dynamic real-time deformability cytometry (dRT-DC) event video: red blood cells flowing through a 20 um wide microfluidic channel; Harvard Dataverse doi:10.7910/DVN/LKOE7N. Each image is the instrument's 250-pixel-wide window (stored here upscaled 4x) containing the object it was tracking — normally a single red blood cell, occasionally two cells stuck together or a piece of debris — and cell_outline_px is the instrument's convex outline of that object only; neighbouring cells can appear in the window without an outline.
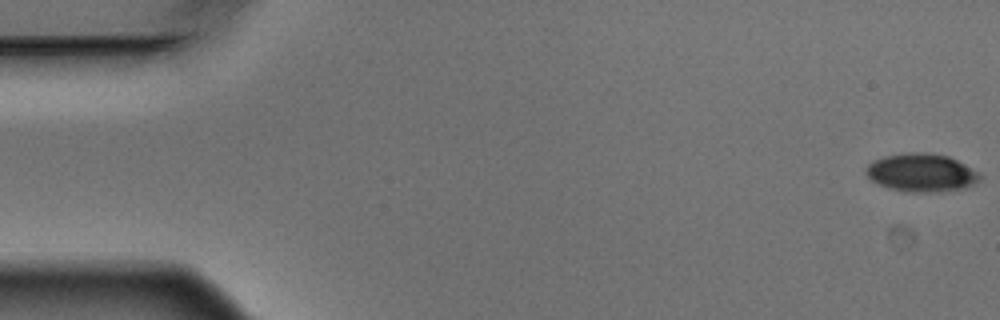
{"species": "Egyptian fruit bat (a non-hibernating species)", "species_latin": "Rousettus aegyptiacus", "temperature_condition": "warm", "stored_images_in_passage": 5, "camera_frame_rate_fps": 3000, "um_per_image_px": 0.085, "animal": {"sex": "male"}, "frame": {"image": 1, "passage_image": 1, "time_ms": 0.0, "image_size_px": [1000, 320], "cell_outline_px": [[984, 176], [976, 184], [964, 188], [936, 192], [912, 192], [888, 188], [872, 180], [864, 172], [868, 164], [884, 156], [912, 152], [928, 152], [948, 156], [964, 164]], "centroid_in_image_um": [78.35, 14.68], "position_along_channel_um": 6.6, "area_um2": 25.26}}
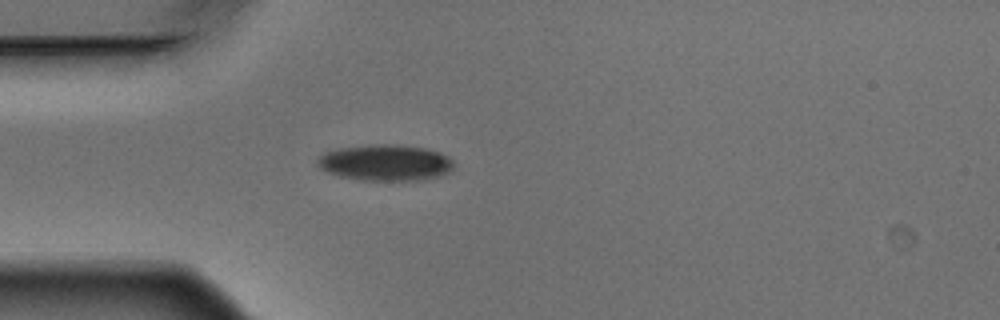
{"frame": {"image": 2, "passage_image": 5, "time_ms": 1.333, "image_size_px": [1000, 320], "cell_outline_px": [[452, 168], [448, 172], [440, 176], [420, 180], [360, 180], [336, 176], [320, 168], [316, 164], [316, 160], [324, 152], [336, 148], [368, 144], [400, 144], [428, 148], [440, 152], [448, 156], [452, 160]], "centroid_in_image_um": [32.72, 13.81], "position_along_channel_um": 52.3, "area_um2": 29.19}}